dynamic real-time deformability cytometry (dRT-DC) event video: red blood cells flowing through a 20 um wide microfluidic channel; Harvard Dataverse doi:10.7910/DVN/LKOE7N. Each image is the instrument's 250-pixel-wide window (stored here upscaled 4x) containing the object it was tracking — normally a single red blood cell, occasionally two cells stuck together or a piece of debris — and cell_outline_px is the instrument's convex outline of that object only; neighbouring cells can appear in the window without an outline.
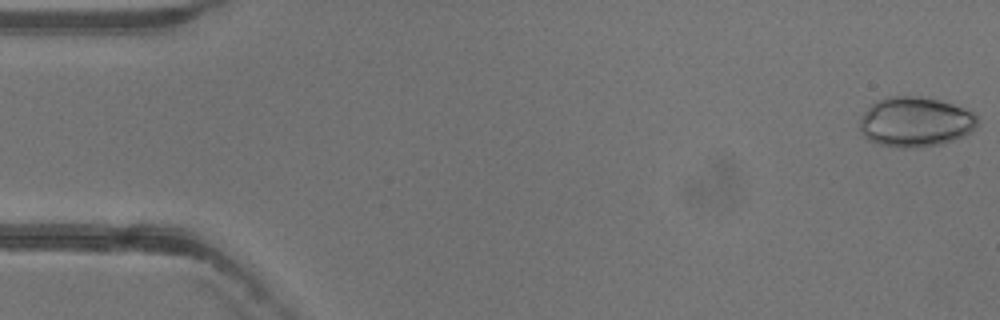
{"species": "common noctule bat (a hibernating species)", "species_latin": "Nyctalus noctula", "temperature_condition": "warm", "stored_images_in_passage": 8, "camera_frame_rate_fps": 3000, "um_per_image_px": 0.085, "animal": {"sex": "female"}, "frame": {"image": 1, "passage_image": 1, "time_ms": 0.0, "image_size_px": [1000, 320], "cell_outline_px": [[976, 128], [972, 132], [964, 136], [940, 144], [916, 148], [900, 148], [880, 144], [868, 140], [860, 132], [860, 120], [864, 112], [876, 100], [888, 96], [920, 96], [952, 104], [976, 112]], "centroid_in_image_um": [77.8, 10.37], "position_along_channel_um": 7.2, "area_um2": 34.39}}